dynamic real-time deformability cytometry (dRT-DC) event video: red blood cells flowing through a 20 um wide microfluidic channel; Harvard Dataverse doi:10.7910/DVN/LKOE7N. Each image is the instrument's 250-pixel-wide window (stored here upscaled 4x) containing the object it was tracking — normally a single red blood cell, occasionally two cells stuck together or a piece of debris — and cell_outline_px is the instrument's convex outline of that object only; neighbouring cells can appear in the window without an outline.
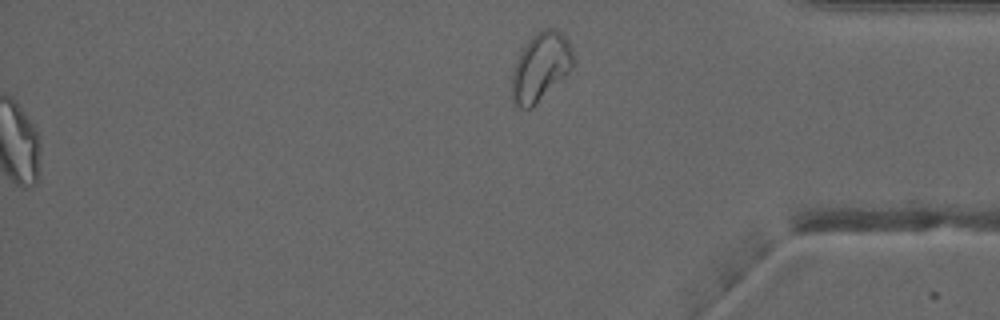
{"species": "common noctule bat (a hibernating species)", "species_latin": "Nyctalus noctula", "temperature_condition": "warm", "stored_images_in_passage": 36, "camera_frame_rate_fps": 3000, "um_per_image_px": 0.085, "animal": {"sex": "male", "forearm_length_mm": 52.5}, "frame": {"image": 1, "passage_image": 36, "time_ms": 11.667, "image_size_px": [1000, 320], "cell_outline_px": [[572, 68], [532, 108], [516, 108], [512, 100], [512, 72], [516, 60], [520, 52], [532, 36], [536, 32], [544, 28], [556, 28], [568, 40], [572, 52]], "centroid_in_image_um": [45.92, 5.69], "position_along_channel_um": 389.3, "area_um2": 24.16}, "authors_computed_cell_mechanics": {"area_um2": 19.9699, "velocity_mm_per_s": 4.0564, "shape_relaxation_time_tau1_ms": null, "shape_relaxation_time_tau2_ms": 1.6411, "deformation_change_tau1": null, "deformation_change_tau2": 0.0914}}